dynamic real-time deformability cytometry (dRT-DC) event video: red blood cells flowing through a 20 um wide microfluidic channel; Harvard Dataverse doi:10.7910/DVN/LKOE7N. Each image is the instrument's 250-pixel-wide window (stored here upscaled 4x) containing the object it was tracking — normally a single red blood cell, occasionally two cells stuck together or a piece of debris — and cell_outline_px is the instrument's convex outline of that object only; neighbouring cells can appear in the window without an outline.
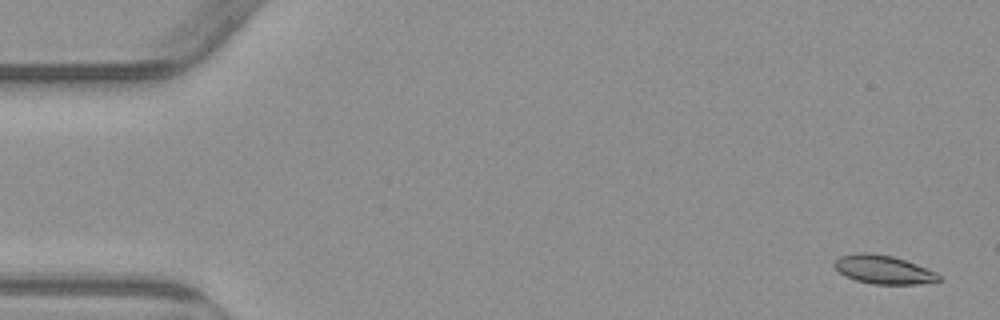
{"species": "common noctule bat (a hibernating species)", "species_latin": "Nyctalus noctula", "temperature_condition": "warm", "stored_images_in_passage": 4, "camera_frame_rate_fps": 3000, "um_per_image_px": 0.085, "animal": {"sex": "male", "body_mass_g": 23.1, "forearm_length_mm": 52.7}, "frame": {"image": 1, "passage_image": 1, "time_ms": 0.0, "image_size_px": [1000, 320], "cell_outline_px": [[940, 280], [916, 284], [872, 284], [856, 280], [840, 272], [832, 264], [840, 256], [856, 252], [868, 252], [892, 256], [916, 264], [936, 272], [940, 276]], "centroid_in_image_um": [75.07, 22.9], "position_along_channel_um": 9.9, "area_um2": 17.17}}
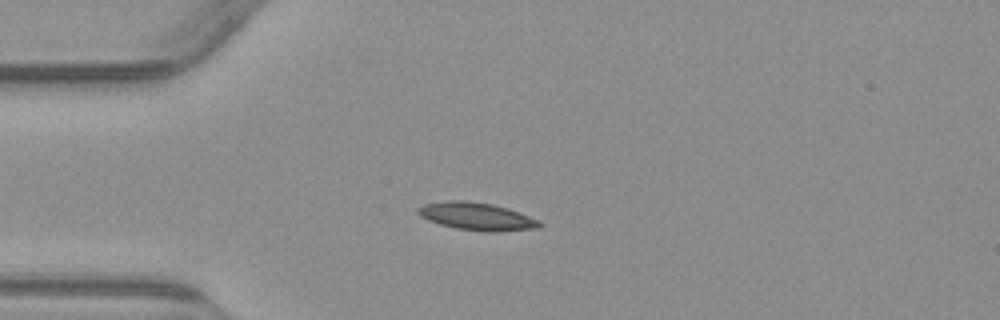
{"frame": {"image": 2, "passage_image": 4, "time_ms": 4.0, "image_size_px": [1000, 320], "cell_outline_px": [[544, 224], [540, 228], [496, 232], [484, 232], [456, 228], [440, 224], [428, 220], [420, 216], [416, 212], [416, 208], [424, 204], [448, 200], [464, 200], [492, 204], [508, 208], [540, 220]], "centroid_in_image_um": [40.54, 18.4], "position_along_channel_um": 44.5, "area_um2": 19.83}}